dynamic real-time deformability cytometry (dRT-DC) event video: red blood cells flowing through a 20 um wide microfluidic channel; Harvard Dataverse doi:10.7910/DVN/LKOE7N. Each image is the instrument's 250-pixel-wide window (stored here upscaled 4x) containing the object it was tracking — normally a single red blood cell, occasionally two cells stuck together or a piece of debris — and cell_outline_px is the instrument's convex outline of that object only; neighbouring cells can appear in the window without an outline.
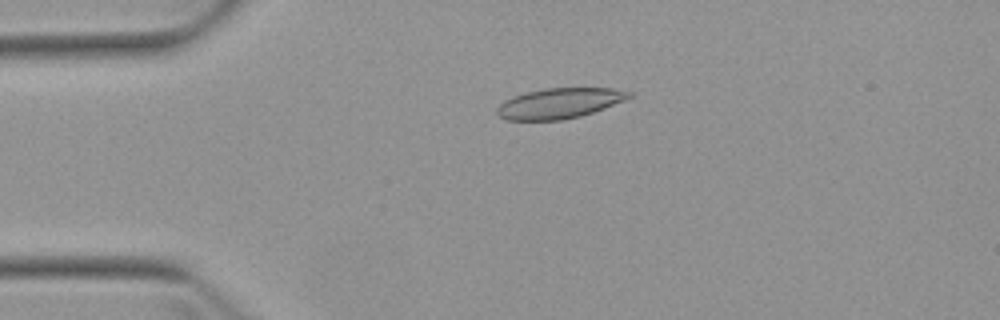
{"species": "Egyptian fruit bat (a non-hibernating species)", "species_latin": "Rousettus aegyptiacus", "temperature_condition": "warm", "stored_images_in_passage": 5, "camera_frame_rate_fps": 3000, "um_per_image_px": 0.085, "animal": {"sex": "female"}, "frame": {"image": 1, "passage_image": 4, "time_ms": 3.667, "image_size_px": [1000, 320], "cell_outline_px": [[632, 96], [624, 100], [604, 108], [580, 116], [564, 120], [504, 120], [496, 112], [496, 108], [504, 100], [512, 96], [544, 88], [612, 88], [632, 92]], "centroid_in_image_um": [47.52, 8.78], "position_along_channel_um": 37.5, "area_um2": 23.29}}